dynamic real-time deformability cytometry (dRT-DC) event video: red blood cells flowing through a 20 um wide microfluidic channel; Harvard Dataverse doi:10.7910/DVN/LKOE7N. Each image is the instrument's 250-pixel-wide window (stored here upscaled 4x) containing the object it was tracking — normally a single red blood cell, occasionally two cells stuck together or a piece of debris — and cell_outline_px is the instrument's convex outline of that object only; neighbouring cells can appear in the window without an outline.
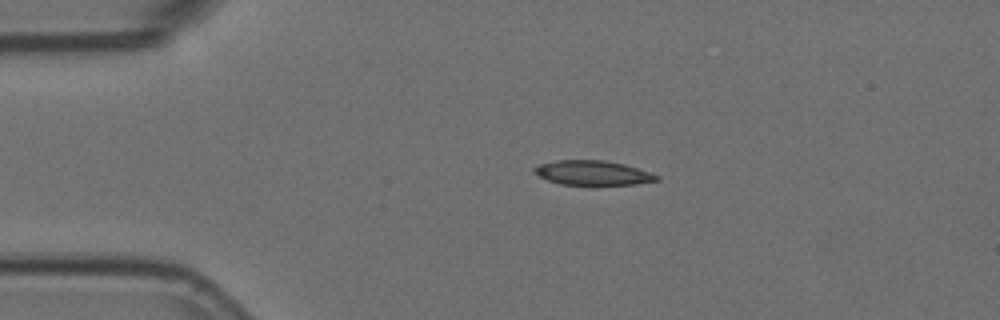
{"species": "Egyptian fruit bat (a non-hibernating species)", "species_latin": "Rousettus aegyptiacus", "temperature_condition": "room temperature", "stored_images_in_passage": 8, "camera_frame_rate_fps": 3000, "um_per_image_px": 0.085, "animal": {"sex": "female"}, "frame": {"image": 1, "passage_image": 1, "time_ms": 0.0, "image_size_px": [1000, 320], "cell_outline_px": [[660, 180], [636, 184], [560, 184], [548, 180], [532, 172], [532, 168], [540, 164], [556, 160], [604, 160], [624, 164], [660, 176]], "centroid_in_image_um": [50.36, 14.68], "position_along_channel_um": 34.6, "area_um2": 17.28}}
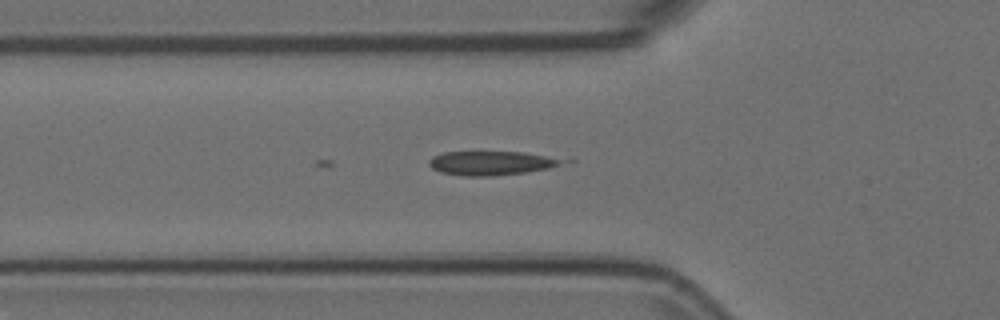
{"frame": {"image": 2, "passage_image": 8, "time_ms": 2.333, "image_size_px": [1000, 320], "cell_outline_px": [[560, 164], [548, 168], [528, 172], [488, 176], [464, 176], [440, 172], [432, 168], [428, 164], [428, 160], [432, 156], [444, 152], [524, 152], [544, 156], [560, 160]], "centroid_in_image_um": [41.61, 13.87], "position_along_channel_um": 84.2, "area_um2": 18.26}}